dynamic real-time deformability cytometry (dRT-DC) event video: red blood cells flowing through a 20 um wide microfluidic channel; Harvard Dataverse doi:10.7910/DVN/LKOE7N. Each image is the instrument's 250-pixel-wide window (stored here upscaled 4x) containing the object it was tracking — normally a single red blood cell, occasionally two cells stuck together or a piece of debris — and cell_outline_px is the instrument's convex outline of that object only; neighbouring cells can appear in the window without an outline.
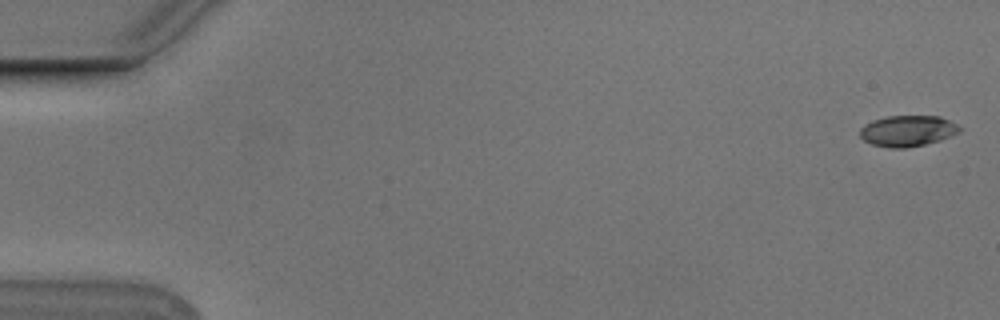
{"species": "Egyptian fruit bat (a non-hibernating species)", "species_latin": "Rousettus aegyptiacus", "temperature_condition": "cold", "stored_images_in_passage": 12, "camera_frame_rate_fps": 3000, "um_per_image_px": 0.085, "animal": {"sex": "male"}, "frame": {"image": 1, "passage_image": 2, "time_ms": 0.333, "image_size_px": [1000, 320], "cell_outline_px": [[960, 132], [952, 136], [940, 140], [908, 148], [888, 148], [872, 144], [864, 140], [860, 136], [860, 128], [864, 124], [872, 120], [888, 116], [940, 116], [956, 124], [960, 128]], "centroid_in_image_um": [77.13, 11.13], "position_along_channel_um": 7.9, "area_um2": 18.03}}